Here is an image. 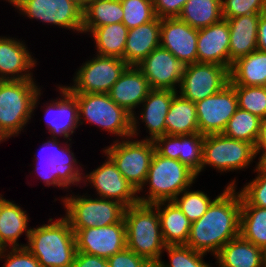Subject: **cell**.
Instances as JSON below:
<instances>
[{
	"label": "cell",
	"mask_w": 266,
	"mask_h": 267,
	"mask_svg": "<svg viewBox=\"0 0 266 267\" xmlns=\"http://www.w3.org/2000/svg\"><path fill=\"white\" fill-rule=\"evenodd\" d=\"M7 250V247L0 240V255L3 254Z\"/></svg>",
	"instance_id": "51"
},
{
	"label": "cell",
	"mask_w": 266,
	"mask_h": 267,
	"mask_svg": "<svg viewBox=\"0 0 266 267\" xmlns=\"http://www.w3.org/2000/svg\"><path fill=\"white\" fill-rule=\"evenodd\" d=\"M151 90L141 70L137 66H127L108 95L117 105L133 115Z\"/></svg>",
	"instance_id": "24"
},
{
	"label": "cell",
	"mask_w": 266,
	"mask_h": 267,
	"mask_svg": "<svg viewBox=\"0 0 266 267\" xmlns=\"http://www.w3.org/2000/svg\"><path fill=\"white\" fill-rule=\"evenodd\" d=\"M123 9L122 23L132 29L152 21L156 15L152 0H120Z\"/></svg>",
	"instance_id": "40"
},
{
	"label": "cell",
	"mask_w": 266,
	"mask_h": 267,
	"mask_svg": "<svg viewBox=\"0 0 266 267\" xmlns=\"http://www.w3.org/2000/svg\"><path fill=\"white\" fill-rule=\"evenodd\" d=\"M177 91L152 89L147 97L141 103L142 108L137 116L134 113L132 117V137L138 136L139 120L145 122L147 132L150 135L145 139L154 141L157 137L166 135V116L169 111L173 96ZM140 117V118H139ZM138 118V119H137ZM149 130V131H148Z\"/></svg>",
	"instance_id": "21"
},
{
	"label": "cell",
	"mask_w": 266,
	"mask_h": 267,
	"mask_svg": "<svg viewBox=\"0 0 266 267\" xmlns=\"http://www.w3.org/2000/svg\"><path fill=\"white\" fill-rule=\"evenodd\" d=\"M7 137L5 136V134L0 130V143L3 142V141H7Z\"/></svg>",
	"instance_id": "52"
},
{
	"label": "cell",
	"mask_w": 266,
	"mask_h": 267,
	"mask_svg": "<svg viewBox=\"0 0 266 267\" xmlns=\"http://www.w3.org/2000/svg\"><path fill=\"white\" fill-rule=\"evenodd\" d=\"M261 123L262 119L238 107L229 119L223 134L236 140L250 142L255 146L260 135Z\"/></svg>",
	"instance_id": "36"
},
{
	"label": "cell",
	"mask_w": 266,
	"mask_h": 267,
	"mask_svg": "<svg viewBox=\"0 0 266 267\" xmlns=\"http://www.w3.org/2000/svg\"><path fill=\"white\" fill-rule=\"evenodd\" d=\"M82 11V34L92 28L121 23L124 15L120 0H90Z\"/></svg>",
	"instance_id": "33"
},
{
	"label": "cell",
	"mask_w": 266,
	"mask_h": 267,
	"mask_svg": "<svg viewBox=\"0 0 266 267\" xmlns=\"http://www.w3.org/2000/svg\"><path fill=\"white\" fill-rule=\"evenodd\" d=\"M1 259L5 260L3 267H41L36 257L26 247L7 249L0 255Z\"/></svg>",
	"instance_id": "43"
},
{
	"label": "cell",
	"mask_w": 266,
	"mask_h": 267,
	"mask_svg": "<svg viewBox=\"0 0 266 267\" xmlns=\"http://www.w3.org/2000/svg\"><path fill=\"white\" fill-rule=\"evenodd\" d=\"M231 181L206 213L191 223L186 246L194 251L215 257L228 241L240 236L241 195L236 180Z\"/></svg>",
	"instance_id": "1"
},
{
	"label": "cell",
	"mask_w": 266,
	"mask_h": 267,
	"mask_svg": "<svg viewBox=\"0 0 266 267\" xmlns=\"http://www.w3.org/2000/svg\"><path fill=\"white\" fill-rule=\"evenodd\" d=\"M263 252H264V259H265V262H266V246H265V248L263 249Z\"/></svg>",
	"instance_id": "53"
},
{
	"label": "cell",
	"mask_w": 266,
	"mask_h": 267,
	"mask_svg": "<svg viewBox=\"0 0 266 267\" xmlns=\"http://www.w3.org/2000/svg\"><path fill=\"white\" fill-rule=\"evenodd\" d=\"M215 258L218 267H266L263 249L241 236L228 241Z\"/></svg>",
	"instance_id": "28"
},
{
	"label": "cell",
	"mask_w": 266,
	"mask_h": 267,
	"mask_svg": "<svg viewBox=\"0 0 266 267\" xmlns=\"http://www.w3.org/2000/svg\"><path fill=\"white\" fill-rule=\"evenodd\" d=\"M127 66L121 58L96 55L82 63L75 72L73 85L66 87L72 93L108 94Z\"/></svg>",
	"instance_id": "12"
},
{
	"label": "cell",
	"mask_w": 266,
	"mask_h": 267,
	"mask_svg": "<svg viewBox=\"0 0 266 267\" xmlns=\"http://www.w3.org/2000/svg\"><path fill=\"white\" fill-rule=\"evenodd\" d=\"M257 176L241 188V205H252L266 208V172L257 166L254 168Z\"/></svg>",
	"instance_id": "41"
},
{
	"label": "cell",
	"mask_w": 266,
	"mask_h": 267,
	"mask_svg": "<svg viewBox=\"0 0 266 267\" xmlns=\"http://www.w3.org/2000/svg\"><path fill=\"white\" fill-rule=\"evenodd\" d=\"M256 157L255 146L250 142L236 140L223 133L205 135L201 172L207 165L221 173L243 170Z\"/></svg>",
	"instance_id": "10"
},
{
	"label": "cell",
	"mask_w": 266,
	"mask_h": 267,
	"mask_svg": "<svg viewBox=\"0 0 266 267\" xmlns=\"http://www.w3.org/2000/svg\"><path fill=\"white\" fill-rule=\"evenodd\" d=\"M29 220L26 210L14 201L0 196V240L8 249L26 246L19 244L18 239L24 233L28 240L31 232V228L28 227Z\"/></svg>",
	"instance_id": "27"
},
{
	"label": "cell",
	"mask_w": 266,
	"mask_h": 267,
	"mask_svg": "<svg viewBox=\"0 0 266 267\" xmlns=\"http://www.w3.org/2000/svg\"><path fill=\"white\" fill-rule=\"evenodd\" d=\"M107 261L109 267H155L149 260L138 256L128 248L110 256Z\"/></svg>",
	"instance_id": "44"
},
{
	"label": "cell",
	"mask_w": 266,
	"mask_h": 267,
	"mask_svg": "<svg viewBox=\"0 0 266 267\" xmlns=\"http://www.w3.org/2000/svg\"><path fill=\"white\" fill-rule=\"evenodd\" d=\"M52 220L31 228L25 247L41 267H72L77 253L74 231L64 216Z\"/></svg>",
	"instance_id": "2"
},
{
	"label": "cell",
	"mask_w": 266,
	"mask_h": 267,
	"mask_svg": "<svg viewBox=\"0 0 266 267\" xmlns=\"http://www.w3.org/2000/svg\"><path fill=\"white\" fill-rule=\"evenodd\" d=\"M59 139L51 138L40 148L39 153L35 154V170L39 178L43 180L45 186L69 188L78 186L83 182L82 164L78 163L72 152L71 143L66 141L65 146ZM38 156V157H37ZM79 164V165H78Z\"/></svg>",
	"instance_id": "6"
},
{
	"label": "cell",
	"mask_w": 266,
	"mask_h": 267,
	"mask_svg": "<svg viewBox=\"0 0 266 267\" xmlns=\"http://www.w3.org/2000/svg\"><path fill=\"white\" fill-rule=\"evenodd\" d=\"M58 86L61 97L46 103L44 120L51 138L62 136L70 142L72 140L70 136L80 126L79 106L74 94L65 85Z\"/></svg>",
	"instance_id": "18"
},
{
	"label": "cell",
	"mask_w": 266,
	"mask_h": 267,
	"mask_svg": "<svg viewBox=\"0 0 266 267\" xmlns=\"http://www.w3.org/2000/svg\"><path fill=\"white\" fill-rule=\"evenodd\" d=\"M78 5H80L82 8H84L90 0H74Z\"/></svg>",
	"instance_id": "50"
},
{
	"label": "cell",
	"mask_w": 266,
	"mask_h": 267,
	"mask_svg": "<svg viewBox=\"0 0 266 267\" xmlns=\"http://www.w3.org/2000/svg\"><path fill=\"white\" fill-rule=\"evenodd\" d=\"M217 197L211 200L203 191H191V189L187 188L172 201L191 222H194L206 213L208 207Z\"/></svg>",
	"instance_id": "37"
},
{
	"label": "cell",
	"mask_w": 266,
	"mask_h": 267,
	"mask_svg": "<svg viewBox=\"0 0 266 267\" xmlns=\"http://www.w3.org/2000/svg\"><path fill=\"white\" fill-rule=\"evenodd\" d=\"M196 178L197 175L179 160L163 157L155 150L146 185L138 193L141 194L144 186H149V189L146 197L138 196V201L142 204L172 201L182 191L191 188Z\"/></svg>",
	"instance_id": "5"
},
{
	"label": "cell",
	"mask_w": 266,
	"mask_h": 267,
	"mask_svg": "<svg viewBox=\"0 0 266 267\" xmlns=\"http://www.w3.org/2000/svg\"><path fill=\"white\" fill-rule=\"evenodd\" d=\"M231 86L235 89L239 108L266 119V86Z\"/></svg>",
	"instance_id": "38"
},
{
	"label": "cell",
	"mask_w": 266,
	"mask_h": 267,
	"mask_svg": "<svg viewBox=\"0 0 266 267\" xmlns=\"http://www.w3.org/2000/svg\"><path fill=\"white\" fill-rule=\"evenodd\" d=\"M169 262L160 260L155 267H212L203 260L207 254L194 251L186 245H166Z\"/></svg>",
	"instance_id": "39"
},
{
	"label": "cell",
	"mask_w": 266,
	"mask_h": 267,
	"mask_svg": "<svg viewBox=\"0 0 266 267\" xmlns=\"http://www.w3.org/2000/svg\"><path fill=\"white\" fill-rule=\"evenodd\" d=\"M137 67L149 82L151 89L172 91H177L180 87L185 69L181 61L161 46L155 48Z\"/></svg>",
	"instance_id": "17"
},
{
	"label": "cell",
	"mask_w": 266,
	"mask_h": 267,
	"mask_svg": "<svg viewBox=\"0 0 266 267\" xmlns=\"http://www.w3.org/2000/svg\"><path fill=\"white\" fill-rule=\"evenodd\" d=\"M257 50L266 53V12L260 15L257 29Z\"/></svg>",
	"instance_id": "47"
},
{
	"label": "cell",
	"mask_w": 266,
	"mask_h": 267,
	"mask_svg": "<svg viewBox=\"0 0 266 267\" xmlns=\"http://www.w3.org/2000/svg\"><path fill=\"white\" fill-rule=\"evenodd\" d=\"M198 29L177 17L161 18L160 46L185 66L197 63Z\"/></svg>",
	"instance_id": "20"
},
{
	"label": "cell",
	"mask_w": 266,
	"mask_h": 267,
	"mask_svg": "<svg viewBox=\"0 0 266 267\" xmlns=\"http://www.w3.org/2000/svg\"><path fill=\"white\" fill-rule=\"evenodd\" d=\"M229 84L266 86V53L255 50L233 62L229 71Z\"/></svg>",
	"instance_id": "30"
},
{
	"label": "cell",
	"mask_w": 266,
	"mask_h": 267,
	"mask_svg": "<svg viewBox=\"0 0 266 267\" xmlns=\"http://www.w3.org/2000/svg\"><path fill=\"white\" fill-rule=\"evenodd\" d=\"M73 94L79 106V125L86 120L87 123L94 124L121 139L132 136V115L117 105L108 94Z\"/></svg>",
	"instance_id": "7"
},
{
	"label": "cell",
	"mask_w": 266,
	"mask_h": 267,
	"mask_svg": "<svg viewBox=\"0 0 266 267\" xmlns=\"http://www.w3.org/2000/svg\"><path fill=\"white\" fill-rule=\"evenodd\" d=\"M128 30L122 22L92 28L88 35L90 34L96 43V55L118 57L124 60Z\"/></svg>",
	"instance_id": "32"
},
{
	"label": "cell",
	"mask_w": 266,
	"mask_h": 267,
	"mask_svg": "<svg viewBox=\"0 0 266 267\" xmlns=\"http://www.w3.org/2000/svg\"><path fill=\"white\" fill-rule=\"evenodd\" d=\"M28 19L82 33L83 8L74 0H6Z\"/></svg>",
	"instance_id": "11"
},
{
	"label": "cell",
	"mask_w": 266,
	"mask_h": 267,
	"mask_svg": "<svg viewBox=\"0 0 266 267\" xmlns=\"http://www.w3.org/2000/svg\"><path fill=\"white\" fill-rule=\"evenodd\" d=\"M255 150H266V119L262 120L260 135L255 145Z\"/></svg>",
	"instance_id": "48"
},
{
	"label": "cell",
	"mask_w": 266,
	"mask_h": 267,
	"mask_svg": "<svg viewBox=\"0 0 266 267\" xmlns=\"http://www.w3.org/2000/svg\"><path fill=\"white\" fill-rule=\"evenodd\" d=\"M78 252L108 259L126 248L124 219L105 227L72 228Z\"/></svg>",
	"instance_id": "16"
},
{
	"label": "cell",
	"mask_w": 266,
	"mask_h": 267,
	"mask_svg": "<svg viewBox=\"0 0 266 267\" xmlns=\"http://www.w3.org/2000/svg\"><path fill=\"white\" fill-rule=\"evenodd\" d=\"M256 154L258 155L259 153V161L256 163V166L261 170L266 172V150H255Z\"/></svg>",
	"instance_id": "49"
},
{
	"label": "cell",
	"mask_w": 266,
	"mask_h": 267,
	"mask_svg": "<svg viewBox=\"0 0 266 267\" xmlns=\"http://www.w3.org/2000/svg\"><path fill=\"white\" fill-rule=\"evenodd\" d=\"M28 47L17 38L0 36V80L33 79L37 64Z\"/></svg>",
	"instance_id": "22"
},
{
	"label": "cell",
	"mask_w": 266,
	"mask_h": 267,
	"mask_svg": "<svg viewBox=\"0 0 266 267\" xmlns=\"http://www.w3.org/2000/svg\"><path fill=\"white\" fill-rule=\"evenodd\" d=\"M61 197L65 208V218L71 228L105 227L119 223L124 216L125 207L106 198H92L84 194Z\"/></svg>",
	"instance_id": "8"
},
{
	"label": "cell",
	"mask_w": 266,
	"mask_h": 267,
	"mask_svg": "<svg viewBox=\"0 0 266 267\" xmlns=\"http://www.w3.org/2000/svg\"><path fill=\"white\" fill-rule=\"evenodd\" d=\"M34 80H0V130L8 139L23 132L40 101Z\"/></svg>",
	"instance_id": "3"
},
{
	"label": "cell",
	"mask_w": 266,
	"mask_h": 267,
	"mask_svg": "<svg viewBox=\"0 0 266 267\" xmlns=\"http://www.w3.org/2000/svg\"><path fill=\"white\" fill-rule=\"evenodd\" d=\"M192 28L201 29L223 19L221 0H188L177 17Z\"/></svg>",
	"instance_id": "34"
},
{
	"label": "cell",
	"mask_w": 266,
	"mask_h": 267,
	"mask_svg": "<svg viewBox=\"0 0 266 267\" xmlns=\"http://www.w3.org/2000/svg\"><path fill=\"white\" fill-rule=\"evenodd\" d=\"M152 205L158 211L164 243L186 245L192 222L173 201H161Z\"/></svg>",
	"instance_id": "29"
},
{
	"label": "cell",
	"mask_w": 266,
	"mask_h": 267,
	"mask_svg": "<svg viewBox=\"0 0 266 267\" xmlns=\"http://www.w3.org/2000/svg\"><path fill=\"white\" fill-rule=\"evenodd\" d=\"M105 157L103 164L92 172L83 174L82 183L86 185L88 181L96 190L97 197L115 200L125 208L138 204V192L122 176L112 159L106 154Z\"/></svg>",
	"instance_id": "14"
},
{
	"label": "cell",
	"mask_w": 266,
	"mask_h": 267,
	"mask_svg": "<svg viewBox=\"0 0 266 267\" xmlns=\"http://www.w3.org/2000/svg\"><path fill=\"white\" fill-rule=\"evenodd\" d=\"M201 133L187 135H162L154 140L155 150L163 157L179 160L198 177L203 163V143Z\"/></svg>",
	"instance_id": "19"
},
{
	"label": "cell",
	"mask_w": 266,
	"mask_h": 267,
	"mask_svg": "<svg viewBox=\"0 0 266 267\" xmlns=\"http://www.w3.org/2000/svg\"><path fill=\"white\" fill-rule=\"evenodd\" d=\"M161 18L129 29L124 51L128 66L140 64L155 48L160 46Z\"/></svg>",
	"instance_id": "25"
},
{
	"label": "cell",
	"mask_w": 266,
	"mask_h": 267,
	"mask_svg": "<svg viewBox=\"0 0 266 267\" xmlns=\"http://www.w3.org/2000/svg\"><path fill=\"white\" fill-rule=\"evenodd\" d=\"M166 134L187 135L199 132L195 103L179 93L173 96L166 116Z\"/></svg>",
	"instance_id": "31"
},
{
	"label": "cell",
	"mask_w": 266,
	"mask_h": 267,
	"mask_svg": "<svg viewBox=\"0 0 266 267\" xmlns=\"http://www.w3.org/2000/svg\"><path fill=\"white\" fill-rule=\"evenodd\" d=\"M240 236L262 249L266 246V208L241 205Z\"/></svg>",
	"instance_id": "35"
},
{
	"label": "cell",
	"mask_w": 266,
	"mask_h": 267,
	"mask_svg": "<svg viewBox=\"0 0 266 267\" xmlns=\"http://www.w3.org/2000/svg\"><path fill=\"white\" fill-rule=\"evenodd\" d=\"M126 248L156 265L164 253V243L157 209L138 203L125 208Z\"/></svg>",
	"instance_id": "4"
},
{
	"label": "cell",
	"mask_w": 266,
	"mask_h": 267,
	"mask_svg": "<svg viewBox=\"0 0 266 267\" xmlns=\"http://www.w3.org/2000/svg\"><path fill=\"white\" fill-rule=\"evenodd\" d=\"M261 14L226 19L230 30L229 71L233 62L257 50V29Z\"/></svg>",
	"instance_id": "26"
},
{
	"label": "cell",
	"mask_w": 266,
	"mask_h": 267,
	"mask_svg": "<svg viewBox=\"0 0 266 267\" xmlns=\"http://www.w3.org/2000/svg\"><path fill=\"white\" fill-rule=\"evenodd\" d=\"M132 138L131 136L120 141L119 138L116 139L113 141L114 144L105 147L103 153L112 159L122 176L138 192L145 185L155 144L152 140Z\"/></svg>",
	"instance_id": "9"
},
{
	"label": "cell",
	"mask_w": 266,
	"mask_h": 267,
	"mask_svg": "<svg viewBox=\"0 0 266 267\" xmlns=\"http://www.w3.org/2000/svg\"><path fill=\"white\" fill-rule=\"evenodd\" d=\"M230 30L226 19L198 29L197 63L219 64L229 70Z\"/></svg>",
	"instance_id": "23"
},
{
	"label": "cell",
	"mask_w": 266,
	"mask_h": 267,
	"mask_svg": "<svg viewBox=\"0 0 266 267\" xmlns=\"http://www.w3.org/2000/svg\"><path fill=\"white\" fill-rule=\"evenodd\" d=\"M199 133L220 134L238 108L235 89L226 85L220 92L195 103Z\"/></svg>",
	"instance_id": "15"
},
{
	"label": "cell",
	"mask_w": 266,
	"mask_h": 267,
	"mask_svg": "<svg viewBox=\"0 0 266 267\" xmlns=\"http://www.w3.org/2000/svg\"><path fill=\"white\" fill-rule=\"evenodd\" d=\"M156 17L174 18L178 17L183 6L188 0H152Z\"/></svg>",
	"instance_id": "45"
},
{
	"label": "cell",
	"mask_w": 266,
	"mask_h": 267,
	"mask_svg": "<svg viewBox=\"0 0 266 267\" xmlns=\"http://www.w3.org/2000/svg\"><path fill=\"white\" fill-rule=\"evenodd\" d=\"M223 19L265 13L266 0H221Z\"/></svg>",
	"instance_id": "42"
},
{
	"label": "cell",
	"mask_w": 266,
	"mask_h": 267,
	"mask_svg": "<svg viewBox=\"0 0 266 267\" xmlns=\"http://www.w3.org/2000/svg\"><path fill=\"white\" fill-rule=\"evenodd\" d=\"M229 70L219 64L193 63L185 66L177 90L183 98L197 103L220 92L229 84Z\"/></svg>",
	"instance_id": "13"
},
{
	"label": "cell",
	"mask_w": 266,
	"mask_h": 267,
	"mask_svg": "<svg viewBox=\"0 0 266 267\" xmlns=\"http://www.w3.org/2000/svg\"><path fill=\"white\" fill-rule=\"evenodd\" d=\"M72 267H109V262L105 258L77 251Z\"/></svg>",
	"instance_id": "46"
}]
</instances>
